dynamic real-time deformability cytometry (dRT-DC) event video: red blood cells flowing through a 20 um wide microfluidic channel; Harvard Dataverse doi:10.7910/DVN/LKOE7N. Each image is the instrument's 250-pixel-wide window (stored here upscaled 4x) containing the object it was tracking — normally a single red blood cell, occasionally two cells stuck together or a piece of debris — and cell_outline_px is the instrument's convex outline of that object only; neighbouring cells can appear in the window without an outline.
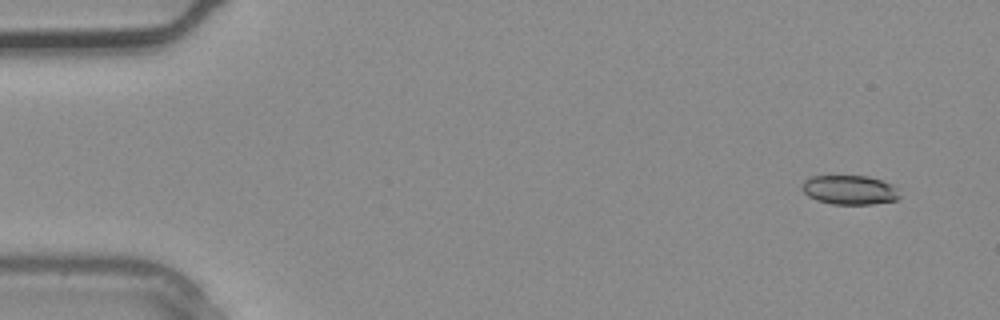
{"species": "common noctule bat (a hibernating species)", "species_latin": "Nyctalus noctula", "temperature_condition": "warm", "stored_images_in_passage": 2, "camera_frame_rate_fps": 3000, "um_per_image_px": 0.085, "animal": {"sex": "male", "body_mass_g": 20.4}, "frame": {"image": 1, "passage_image": 1, "time_ms": 0.0, "image_size_px": [1000, 320], "cell_outline_px": [[900, 196], [896, 200], [872, 204], [832, 204], [816, 200], [808, 196], [800, 188], [800, 184], [808, 176], [868, 176], [892, 184], [896, 188]], "centroid_in_image_um": [72.16, 16.14], "position_along_channel_um": 12.8, "area_um2": 16.76}}